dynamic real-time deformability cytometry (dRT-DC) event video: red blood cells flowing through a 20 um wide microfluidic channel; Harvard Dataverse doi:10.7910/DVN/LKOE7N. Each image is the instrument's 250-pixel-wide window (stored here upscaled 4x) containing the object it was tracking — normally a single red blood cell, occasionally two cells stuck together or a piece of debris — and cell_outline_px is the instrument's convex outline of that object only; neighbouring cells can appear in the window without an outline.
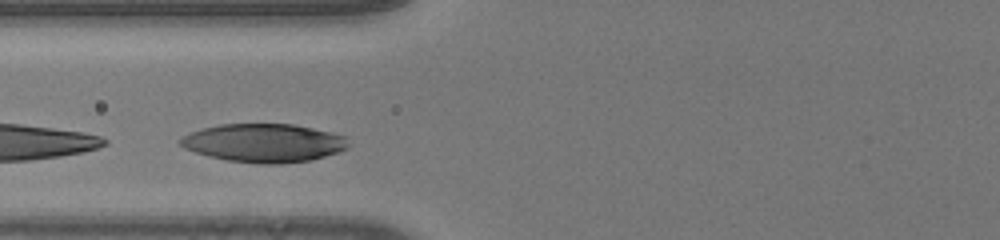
{"species": "human", "species_latin": "Homo sapiens", "temperature_condition": "room temperature", "stored_images_in_passage": 11, "camera_frame_rate_fps": 3000, "um_per_image_px": 0.085, "donor": {"sex": "male"}, "frame": {"image": 1, "passage_image": 7, "time_ms": 2.0, "image_size_px": [1000, 240], "cell_outline_px": [[348, 148], [324, 156], [308, 160], [280, 164], [260, 164], [228, 160], [208, 156], [184, 148], [180, 144], [180, 136], [204, 128], [220, 124], [292, 124], [332, 132], [344, 136], [348, 144]], "centroid_in_image_um": [22.41, 12.15], "position_along_channel_um": 103.4, "area_um2": 37.34}}